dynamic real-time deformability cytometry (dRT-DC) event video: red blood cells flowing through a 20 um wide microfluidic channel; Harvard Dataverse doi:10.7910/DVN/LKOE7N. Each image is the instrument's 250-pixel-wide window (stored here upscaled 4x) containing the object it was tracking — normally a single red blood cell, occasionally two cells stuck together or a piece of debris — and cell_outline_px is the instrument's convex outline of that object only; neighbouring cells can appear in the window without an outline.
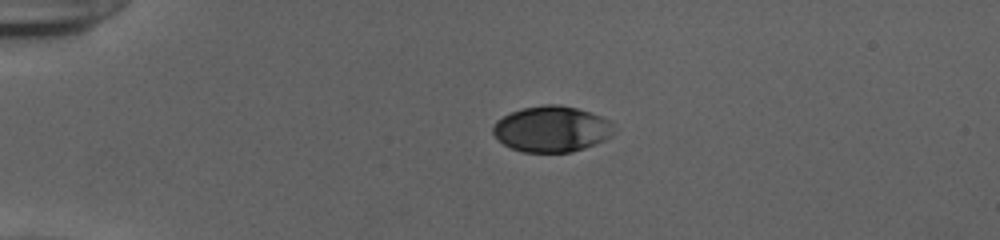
{"species": "human", "species_latin": "Homo sapiens", "temperature_condition": "cold", "stored_images_in_passage": 41, "camera_frame_rate_fps": 3000, "um_per_image_px": 0.085, "donor": {"sex": "female"}, "frame": {"image": 1, "passage_image": 1, "time_ms": 0.0, "image_size_px": [1000, 240], "cell_outline_px": [[616, 128], [612, 136], [604, 140], [584, 148], [572, 152], [520, 152], [504, 144], [492, 132], [492, 128], [496, 120], [520, 108], [544, 104], [556, 104], [576, 108], [600, 116], [608, 120]], "centroid_in_image_um": [46.89, 10.97], "position_along_channel_um": 38.1, "area_um2": 32.31}}
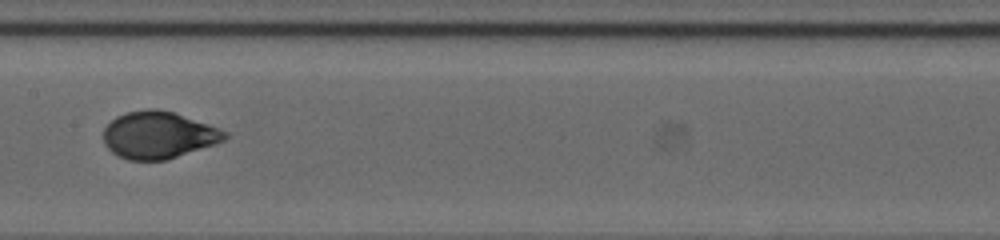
{"frame": {"image": 2, "passage_image": 17, "time_ms": 5.333, "image_size_px": [1000, 240], "cell_outline_px": [[228, 136], [224, 140], [216, 144], [164, 160], [128, 160], [112, 152], [104, 144], [104, 128], [116, 116], [128, 112], [148, 108], [156, 108], [172, 112], [228, 132]], "centroid_in_image_um": [13.44, 11.48], "position_along_channel_um": 194.0, "area_um2": 32.83}}
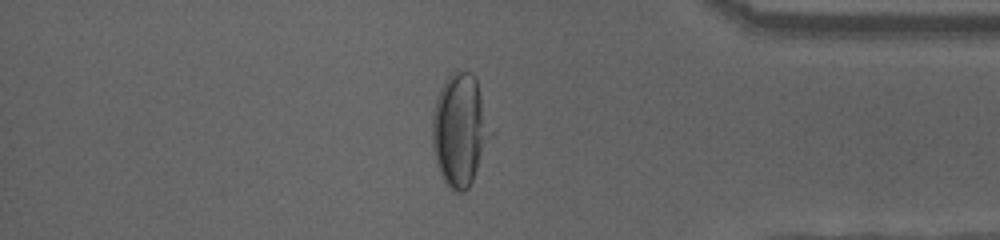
{"frame": {"image": 3, "passage_image": 34, "time_ms": 11.0, "image_size_px": [1000, 240], "cell_outline_px": [[496, 132], [468, 188], [464, 192], [456, 192], [444, 180], [436, 164], [432, 148], [432, 112], [440, 88], [444, 80], [452, 72], [472, 72], [476, 76]], "centroid_in_image_um": [39.15, 11.01], "position_along_channel_um": 396.0, "area_um2": 39.36}, "authors_computed_cell_mechanics": {"area_um2": 33.524, "velocity_mm_per_s": 3.899, "shape_relaxation_time_tau1_ms": 3.9707, "shape_relaxation_time_tau2_ms": null, "deformation_change_tau1": 0.1788, "deformation_change_tau2": null}}